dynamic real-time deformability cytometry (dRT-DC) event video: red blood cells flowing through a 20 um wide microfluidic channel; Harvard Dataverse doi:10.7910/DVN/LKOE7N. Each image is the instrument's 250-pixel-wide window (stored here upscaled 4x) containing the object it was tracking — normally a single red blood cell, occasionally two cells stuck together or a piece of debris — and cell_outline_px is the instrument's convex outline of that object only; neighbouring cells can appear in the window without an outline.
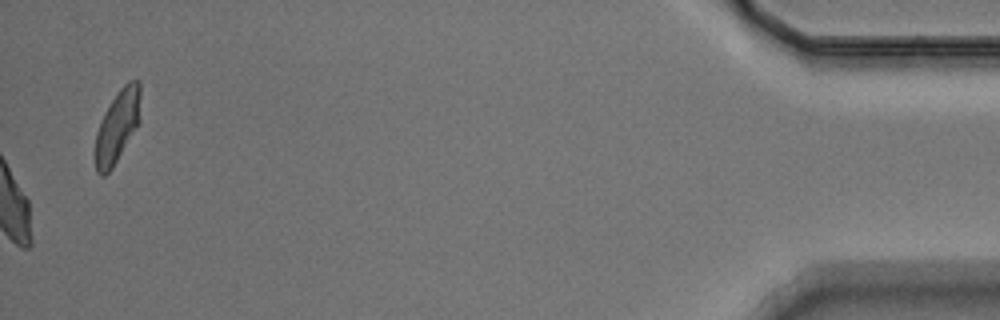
{"species": "Egyptian fruit bat (a non-hibernating species)", "species_latin": "Rousettus aegyptiacus", "temperature_condition": "warm", "stored_images_in_passage": 54, "camera_frame_rate_fps": 3000, "um_per_image_px": 0.085, "animal": {"sex": "male"}, "frame": {"image": 1, "passage_image": 54, "time_ms": 17.667, "image_size_px": [1000, 320], "cell_outline_px": [[140, 120], [112, 168], [104, 176], [100, 176], [96, 172], [96, 132], [100, 120], [104, 112], [120, 88], [128, 80], [140, 80]], "centroid_in_image_um": [9.98, 10.69], "position_along_channel_um": 425.2, "area_um2": 18.84}, "authors_computed_cell_mechanics": {"area_um2": 23.1778, "velocity_mm_per_s": 3.7078, "shape_relaxation_time_tau1_ms": 2.9698, "shape_relaxation_time_tau2_ms": 1.8919, "deformation_change_tau1": 0.1234, "deformation_change_tau2": 0.0708}}